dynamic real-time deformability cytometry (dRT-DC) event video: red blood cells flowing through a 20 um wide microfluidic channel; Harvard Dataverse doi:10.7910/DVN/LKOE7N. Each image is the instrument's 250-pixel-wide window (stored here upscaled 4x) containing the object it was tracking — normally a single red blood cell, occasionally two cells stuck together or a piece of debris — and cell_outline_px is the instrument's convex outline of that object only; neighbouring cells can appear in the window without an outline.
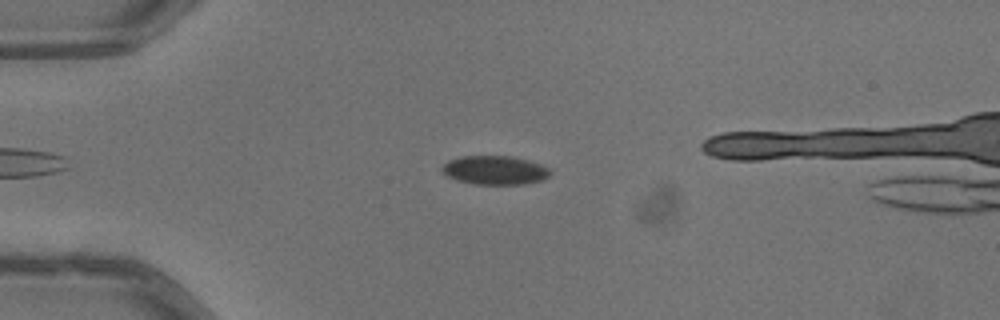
{"species": "common noctule bat (a hibernating species)", "species_latin": "Nyctalus noctula", "temperature_condition": "warm", "stored_images_in_passage": 40, "camera_frame_rate_fps": 3000, "um_per_image_px": 0.085, "animal": {"sex": "male", "body_mass_g": 13.3}, "frame": {"image": 1, "passage_image": 7, "time_ms": 2.0, "image_size_px": [1000, 320], "cell_outline_px": [[552, 172], [548, 176], [540, 180], [524, 184], [476, 184], [456, 180], [448, 176], [440, 168], [448, 160], [460, 156], [508, 156], [540, 164], [548, 168]], "centroid_in_image_um": [42.02, 14.46], "position_along_channel_um": 43.0, "area_um2": 17.92}}
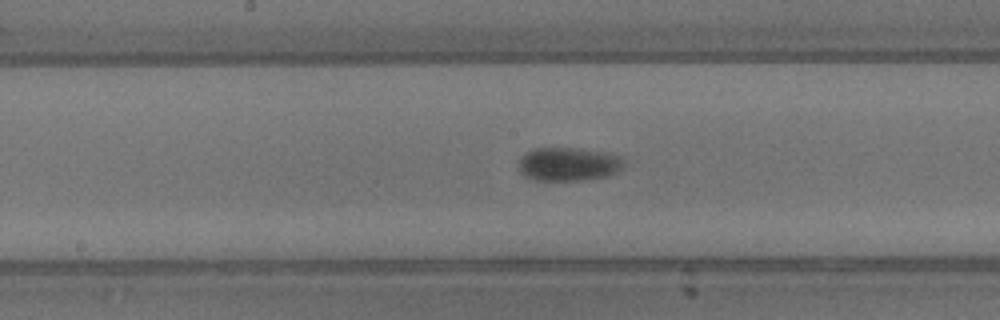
{"frame": {"image": 2, "passage_image": 21, "time_ms": 6.667, "image_size_px": [1000, 320], "cell_outline_px": [[628, 160], [616, 172], [608, 176], [584, 180], [536, 180], [524, 176], [520, 172], [520, 160], [524, 152], [532, 148], [576, 148], [604, 152], [620, 156]], "centroid_in_image_um": [48.33, 13.94], "position_along_channel_um": 199.9, "area_um2": 20.69}}
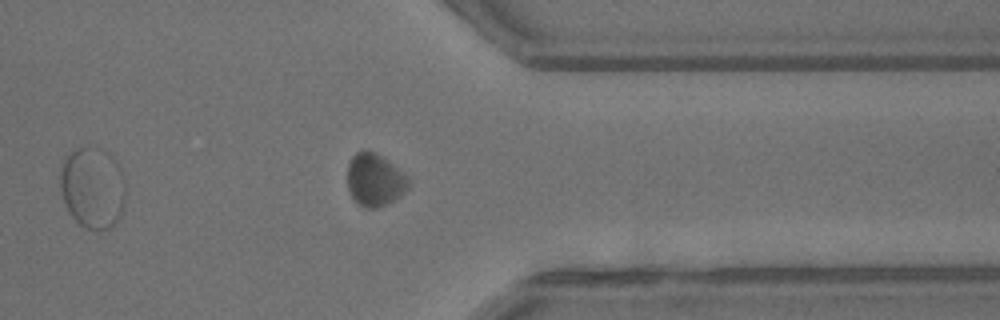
{"frame": {"image": 3, "passage_image": 35, "time_ms": 11.333, "image_size_px": [1000, 320], "cell_outline_px": [[408, 188], [400, 196], [376, 208], [364, 208], [356, 204], [348, 188], [348, 164], [352, 156], [356, 152], [364, 148], [376, 152], [388, 160], [408, 176]], "centroid_in_image_um": [31.83, 15.26], "position_along_channel_um": 379.6, "area_um2": 18.84}}